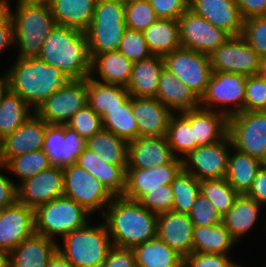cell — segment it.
I'll list each match as a JSON object with an SVG mask.
<instances>
[{"label": "cell", "instance_id": "cell-54", "mask_svg": "<svg viewBox=\"0 0 266 267\" xmlns=\"http://www.w3.org/2000/svg\"><path fill=\"white\" fill-rule=\"evenodd\" d=\"M102 267H137L132 249L113 246Z\"/></svg>", "mask_w": 266, "mask_h": 267}, {"label": "cell", "instance_id": "cell-59", "mask_svg": "<svg viewBox=\"0 0 266 267\" xmlns=\"http://www.w3.org/2000/svg\"><path fill=\"white\" fill-rule=\"evenodd\" d=\"M47 267H73L58 251L49 260Z\"/></svg>", "mask_w": 266, "mask_h": 267}, {"label": "cell", "instance_id": "cell-21", "mask_svg": "<svg viewBox=\"0 0 266 267\" xmlns=\"http://www.w3.org/2000/svg\"><path fill=\"white\" fill-rule=\"evenodd\" d=\"M189 10L230 36L242 33L243 19L236 0H189Z\"/></svg>", "mask_w": 266, "mask_h": 267}, {"label": "cell", "instance_id": "cell-28", "mask_svg": "<svg viewBox=\"0 0 266 267\" xmlns=\"http://www.w3.org/2000/svg\"><path fill=\"white\" fill-rule=\"evenodd\" d=\"M57 245L58 242L34 233L9 253L10 267H47Z\"/></svg>", "mask_w": 266, "mask_h": 267}, {"label": "cell", "instance_id": "cell-61", "mask_svg": "<svg viewBox=\"0 0 266 267\" xmlns=\"http://www.w3.org/2000/svg\"><path fill=\"white\" fill-rule=\"evenodd\" d=\"M0 267H10V254L0 250Z\"/></svg>", "mask_w": 266, "mask_h": 267}, {"label": "cell", "instance_id": "cell-47", "mask_svg": "<svg viewBox=\"0 0 266 267\" xmlns=\"http://www.w3.org/2000/svg\"><path fill=\"white\" fill-rule=\"evenodd\" d=\"M66 125L86 140L103 128L102 118L88 104L78 110Z\"/></svg>", "mask_w": 266, "mask_h": 267}, {"label": "cell", "instance_id": "cell-65", "mask_svg": "<svg viewBox=\"0 0 266 267\" xmlns=\"http://www.w3.org/2000/svg\"><path fill=\"white\" fill-rule=\"evenodd\" d=\"M263 165H266V152H265V155H264Z\"/></svg>", "mask_w": 266, "mask_h": 267}, {"label": "cell", "instance_id": "cell-57", "mask_svg": "<svg viewBox=\"0 0 266 267\" xmlns=\"http://www.w3.org/2000/svg\"><path fill=\"white\" fill-rule=\"evenodd\" d=\"M246 195L260 205H266V165H262L259 168L253 184Z\"/></svg>", "mask_w": 266, "mask_h": 267}, {"label": "cell", "instance_id": "cell-62", "mask_svg": "<svg viewBox=\"0 0 266 267\" xmlns=\"http://www.w3.org/2000/svg\"><path fill=\"white\" fill-rule=\"evenodd\" d=\"M259 74L266 79V57L261 58V68Z\"/></svg>", "mask_w": 266, "mask_h": 267}, {"label": "cell", "instance_id": "cell-5", "mask_svg": "<svg viewBox=\"0 0 266 267\" xmlns=\"http://www.w3.org/2000/svg\"><path fill=\"white\" fill-rule=\"evenodd\" d=\"M62 241L63 244L58 243L57 251L73 267H102L113 247L103 221L96 226L89 221L84 227L69 232Z\"/></svg>", "mask_w": 266, "mask_h": 267}, {"label": "cell", "instance_id": "cell-38", "mask_svg": "<svg viewBox=\"0 0 266 267\" xmlns=\"http://www.w3.org/2000/svg\"><path fill=\"white\" fill-rule=\"evenodd\" d=\"M128 145L129 142L104 128L93 137L88 138L86 143L88 149L109 164L114 165L128 164Z\"/></svg>", "mask_w": 266, "mask_h": 267}, {"label": "cell", "instance_id": "cell-19", "mask_svg": "<svg viewBox=\"0 0 266 267\" xmlns=\"http://www.w3.org/2000/svg\"><path fill=\"white\" fill-rule=\"evenodd\" d=\"M35 233L34 210L17 201L0 210V250L10 253Z\"/></svg>", "mask_w": 266, "mask_h": 267}, {"label": "cell", "instance_id": "cell-13", "mask_svg": "<svg viewBox=\"0 0 266 267\" xmlns=\"http://www.w3.org/2000/svg\"><path fill=\"white\" fill-rule=\"evenodd\" d=\"M209 60L212 72H232L246 76L260 73L261 57L241 35L229 37L209 54Z\"/></svg>", "mask_w": 266, "mask_h": 267}, {"label": "cell", "instance_id": "cell-20", "mask_svg": "<svg viewBox=\"0 0 266 267\" xmlns=\"http://www.w3.org/2000/svg\"><path fill=\"white\" fill-rule=\"evenodd\" d=\"M47 123L34 112L13 133L0 141L1 159L7 164L12 158L43 148Z\"/></svg>", "mask_w": 266, "mask_h": 267}, {"label": "cell", "instance_id": "cell-12", "mask_svg": "<svg viewBox=\"0 0 266 267\" xmlns=\"http://www.w3.org/2000/svg\"><path fill=\"white\" fill-rule=\"evenodd\" d=\"M233 148L230 136L223 140L198 146L182 159L183 170L199 181L223 179L228 169V158Z\"/></svg>", "mask_w": 266, "mask_h": 267}, {"label": "cell", "instance_id": "cell-30", "mask_svg": "<svg viewBox=\"0 0 266 267\" xmlns=\"http://www.w3.org/2000/svg\"><path fill=\"white\" fill-rule=\"evenodd\" d=\"M165 67L162 56L152 55L133 63L126 89L132 97L155 98L161 71Z\"/></svg>", "mask_w": 266, "mask_h": 267}, {"label": "cell", "instance_id": "cell-42", "mask_svg": "<svg viewBox=\"0 0 266 267\" xmlns=\"http://www.w3.org/2000/svg\"><path fill=\"white\" fill-rule=\"evenodd\" d=\"M171 188L174 197L172 211L188 215L200 193V181L182 169L171 183Z\"/></svg>", "mask_w": 266, "mask_h": 267}, {"label": "cell", "instance_id": "cell-64", "mask_svg": "<svg viewBox=\"0 0 266 267\" xmlns=\"http://www.w3.org/2000/svg\"><path fill=\"white\" fill-rule=\"evenodd\" d=\"M10 1L11 0H1L2 4ZM16 1H33V0H16Z\"/></svg>", "mask_w": 266, "mask_h": 267}, {"label": "cell", "instance_id": "cell-49", "mask_svg": "<svg viewBox=\"0 0 266 267\" xmlns=\"http://www.w3.org/2000/svg\"><path fill=\"white\" fill-rule=\"evenodd\" d=\"M244 111H266V79L260 74L247 76Z\"/></svg>", "mask_w": 266, "mask_h": 267}, {"label": "cell", "instance_id": "cell-29", "mask_svg": "<svg viewBox=\"0 0 266 267\" xmlns=\"http://www.w3.org/2000/svg\"><path fill=\"white\" fill-rule=\"evenodd\" d=\"M132 67L133 62L118 50L97 54L91 59L90 78L102 83L127 87Z\"/></svg>", "mask_w": 266, "mask_h": 267}, {"label": "cell", "instance_id": "cell-48", "mask_svg": "<svg viewBox=\"0 0 266 267\" xmlns=\"http://www.w3.org/2000/svg\"><path fill=\"white\" fill-rule=\"evenodd\" d=\"M118 51L133 63L152 56L143 32L130 29L125 30Z\"/></svg>", "mask_w": 266, "mask_h": 267}, {"label": "cell", "instance_id": "cell-4", "mask_svg": "<svg viewBox=\"0 0 266 267\" xmlns=\"http://www.w3.org/2000/svg\"><path fill=\"white\" fill-rule=\"evenodd\" d=\"M3 3L13 21L14 46L18 58H35L41 51L44 40L56 26L46 0L16 1ZM14 9V10H13Z\"/></svg>", "mask_w": 266, "mask_h": 267}, {"label": "cell", "instance_id": "cell-51", "mask_svg": "<svg viewBox=\"0 0 266 267\" xmlns=\"http://www.w3.org/2000/svg\"><path fill=\"white\" fill-rule=\"evenodd\" d=\"M194 226H214L222 223V217L210 200L199 193L188 214Z\"/></svg>", "mask_w": 266, "mask_h": 267}, {"label": "cell", "instance_id": "cell-27", "mask_svg": "<svg viewBox=\"0 0 266 267\" xmlns=\"http://www.w3.org/2000/svg\"><path fill=\"white\" fill-rule=\"evenodd\" d=\"M155 98L173 113L200 107V99L196 94L166 67L161 71Z\"/></svg>", "mask_w": 266, "mask_h": 267}, {"label": "cell", "instance_id": "cell-3", "mask_svg": "<svg viewBox=\"0 0 266 267\" xmlns=\"http://www.w3.org/2000/svg\"><path fill=\"white\" fill-rule=\"evenodd\" d=\"M13 64L7 70L9 89L19 95L34 111L69 81L60 69L38 57H16Z\"/></svg>", "mask_w": 266, "mask_h": 267}, {"label": "cell", "instance_id": "cell-56", "mask_svg": "<svg viewBox=\"0 0 266 267\" xmlns=\"http://www.w3.org/2000/svg\"><path fill=\"white\" fill-rule=\"evenodd\" d=\"M13 21L7 10L2 7L0 9V56L14 45Z\"/></svg>", "mask_w": 266, "mask_h": 267}, {"label": "cell", "instance_id": "cell-24", "mask_svg": "<svg viewBox=\"0 0 266 267\" xmlns=\"http://www.w3.org/2000/svg\"><path fill=\"white\" fill-rule=\"evenodd\" d=\"M175 158L166 136L138 137L129 142L127 168L148 169Z\"/></svg>", "mask_w": 266, "mask_h": 267}, {"label": "cell", "instance_id": "cell-63", "mask_svg": "<svg viewBox=\"0 0 266 267\" xmlns=\"http://www.w3.org/2000/svg\"><path fill=\"white\" fill-rule=\"evenodd\" d=\"M96 1H117L125 3L127 0H96Z\"/></svg>", "mask_w": 266, "mask_h": 267}, {"label": "cell", "instance_id": "cell-50", "mask_svg": "<svg viewBox=\"0 0 266 267\" xmlns=\"http://www.w3.org/2000/svg\"><path fill=\"white\" fill-rule=\"evenodd\" d=\"M138 202L155 214L172 211L174 197L171 184L155 188L145 193Z\"/></svg>", "mask_w": 266, "mask_h": 267}, {"label": "cell", "instance_id": "cell-8", "mask_svg": "<svg viewBox=\"0 0 266 267\" xmlns=\"http://www.w3.org/2000/svg\"><path fill=\"white\" fill-rule=\"evenodd\" d=\"M247 76L232 72H212L200 107L227 118L244 111Z\"/></svg>", "mask_w": 266, "mask_h": 267}, {"label": "cell", "instance_id": "cell-22", "mask_svg": "<svg viewBox=\"0 0 266 267\" xmlns=\"http://www.w3.org/2000/svg\"><path fill=\"white\" fill-rule=\"evenodd\" d=\"M193 229L187 214L168 211L157 216V237L183 258L193 253Z\"/></svg>", "mask_w": 266, "mask_h": 267}, {"label": "cell", "instance_id": "cell-32", "mask_svg": "<svg viewBox=\"0 0 266 267\" xmlns=\"http://www.w3.org/2000/svg\"><path fill=\"white\" fill-rule=\"evenodd\" d=\"M261 207L262 205L246 194H239L231 209L222 217V224L239 242L243 235H247L257 225Z\"/></svg>", "mask_w": 266, "mask_h": 267}, {"label": "cell", "instance_id": "cell-23", "mask_svg": "<svg viewBox=\"0 0 266 267\" xmlns=\"http://www.w3.org/2000/svg\"><path fill=\"white\" fill-rule=\"evenodd\" d=\"M131 108L139 130V137L167 135L169 120L174 113L159 100L131 96Z\"/></svg>", "mask_w": 266, "mask_h": 267}, {"label": "cell", "instance_id": "cell-7", "mask_svg": "<svg viewBox=\"0 0 266 267\" xmlns=\"http://www.w3.org/2000/svg\"><path fill=\"white\" fill-rule=\"evenodd\" d=\"M91 214L80 204L65 196L58 197L34 210L35 233L58 242L69 232L84 227Z\"/></svg>", "mask_w": 266, "mask_h": 267}, {"label": "cell", "instance_id": "cell-2", "mask_svg": "<svg viewBox=\"0 0 266 267\" xmlns=\"http://www.w3.org/2000/svg\"><path fill=\"white\" fill-rule=\"evenodd\" d=\"M38 58L60 69L69 80L90 77L91 56L85 32L55 26L44 40Z\"/></svg>", "mask_w": 266, "mask_h": 267}, {"label": "cell", "instance_id": "cell-18", "mask_svg": "<svg viewBox=\"0 0 266 267\" xmlns=\"http://www.w3.org/2000/svg\"><path fill=\"white\" fill-rule=\"evenodd\" d=\"M182 169V159L176 157L170 163L148 169L127 168L126 189L122 196L138 201L149 190L171 184Z\"/></svg>", "mask_w": 266, "mask_h": 267}, {"label": "cell", "instance_id": "cell-34", "mask_svg": "<svg viewBox=\"0 0 266 267\" xmlns=\"http://www.w3.org/2000/svg\"><path fill=\"white\" fill-rule=\"evenodd\" d=\"M130 94L126 87L96 81L87 78V104L103 118L108 110L121 108L129 98Z\"/></svg>", "mask_w": 266, "mask_h": 267}, {"label": "cell", "instance_id": "cell-6", "mask_svg": "<svg viewBox=\"0 0 266 267\" xmlns=\"http://www.w3.org/2000/svg\"><path fill=\"white\" fill-rule=\"evenodd\" d=\"M126 29L125 3L96 1L92 22L85 31L91 59L97 54L117 51Z\"/></svg>", "mask_w": 266, "mask_h": 267}, {"label": "cell", "instance_id": "cell-9", "mask_svg": "<svg viewBox=\"0 0 266 267\" xmlns=\"http://www.w3.org/2000/svg\"><path fill=\"white\" fill-rule=\"evenodd\" d=\"M64 191L63 196L74 200L91 215L104 208L115 197L107 187L93 175L77 164L63 168Z\"/></svg>", "mask_w": 266, "mask_h": 267}, {"label": "cell", "instance_id": "cell-52", "mask_svg": "<svg viewBox=\"0 0 266 267\" xmlns=\"http://www.w3.org/2000/svg\"><path fill=\"white\" fill-rule=\"evenodd\" d=\"M230 254L193 252L184 258L183 267H236Z\"/></svg>", "mask_w": 266, "mask_h": 267}, {"label": "cell", "instance_id": "cell-67", "mask_svg": "<svg viewBox=\"0 0 266 267\" xmlns=\"http://www.w3.org/2000/svg\"><path fill=\"white\" fill-rule=\"evenodd\" d=\"M3 7V4H2V2H1V0H0V9Z\"/></svg>", "mask_w": 266, "mask_h": 267}, {"label": "cell", "instance_id": "cell-17", "mask_svg": "<svg viewBox=\"0 0 266 267\" xmlns=\"http://www.w3.org/2000/svg\"><path fill=\"white\" fill-rule=\"evenodd\" d=\"M17 202L33 210L63 196V169L50 166L37 175L16 184Z\"/></svg>", "mask_w": 266, "mask_h": 267}, {"label": "cell", "instance_id": "cell-26", "mask_svg": "<svg viewBox=\"0 0 266 267\" xmlns=\"http://www.w3.org/2000/svg\"><path fill=\"white\" fill-rule=\"evenodd\" d=\"M76 164L104 184L114 196H122L126 189L127 165L109 164L87 147Z\"/></svg>", "mask_w": 266, "mask_h": 267}, {"label": "cell", "instance_id": "cell-45", "mask_svg": "<svg viewBox=\"0 0 266 267\" xmlns=\"http://www.w3.org/2000/svg\"><path fill=\"white\" fill-rule=\"evenodd\" d=\"M157 19L158 17L148 0H127L125 2L127 29L143 32Z\"/></svg>", "mask_w": 266, "mask_h": 267}, {"label": "cell", "instance_id": "cell-14", "mask_svg": "<svg viewBox=\"0 0 266 267\" xmlns=\"http://www.w3.org/2000/svg\"><path fill=\"white\" fill-rule=\"evenodd\" d=\"M87 104V78L69 80L35 111L47 124H67Z\"/></svg>", "mask_w": 266, "mask_h": 267}, {"label": "cell", "instance_id": "cell-33", "mask_svg": "<svg viewBox=\"0 0 266 267\" xmlns=\"http://www.w3.org/2000/svg\"><path fill=\"white\" fill-rule=\"evenodd\" d=\"M137 267H183L184 258L157 236L132 248Z\"/></svg>", "mask_w": 266, "mask_h": 267}, {"label": "cell", "instance_id": "cell-40", "mask_svg": "<svg viewBox=\"0 0 266 267\" xmlns=\"http://www.w3.org/2000/svg\"><path fill=\"white\" fill-rule=\"evenodd\" d=\"M102 124L104 129L127 142L137 139L139 130L131 108V97L121 105V108L108 110V113L102 118Z\"/></svg>", "mask_w": 266, "mask_h": 267}, {"label": "cell", "instance_id": "cell-31", "mask_svg": "<svg viewBox=\"0 0 266 267\" xmlns=\"http://www.w3.org/2000/svg\"><path fill=\"white\" fill-rule=\"evenodd\" d=\"M57 26L85 32L92 22L96 0H46Z\"/></svg>", "mask_w": 266, "mask_h": 267}, {"label": "cell", "instance_id": "cell-16", "mask_svg": "<svg viewBox=\"0 0 266 267\" xmlns=\"http://www.w3.org/2000/svg\"><path fill=\"white\" fill-rule=\"evenodd\" d=\"M86 143L85 138L66 124H47L42 150L51 166L63 169L76 164Z\"/></svg>", "mask_w": 266, "mask_h": 267}, {"label": "cell", "instance_id": "cell-11", "mask_svg": "<svg viewBox=\"0 0 266 267\" xmlns=\"http://www.w3.org/2000/svg\"><path fill=\"white\" fill-rule=\"evenodd\" d=\"M163 58L165 67L200 99L212 75L209 55L180 47Z\"/></svg>", "mask_w": 266, "mask_h": 267}, {"label": "cell", "instance_id": "cell-44", "mask_svg": "<svg viewBox=\"0 0 266 267\" xmlns=\"http://www.w3.org/2000/svg\"><path fill=\"white\" fill-rule=\"evenodd\" d=\"M48 157L43 150L32 151L12 158L7 164V172L20 179V183L48 169Z\"/></svg>", "mask_w": 266, "mask_h": 267}, {"label": "cell", "instance_id": "cell-10", "mask_svg": "<svg viewBox=\"0 0 266 267\" xmlns=\"http://www.w3.org/2000/svg\"><path fill=\"white\" fill-rule=\"evenodd\" d=\"M233 148L260 161L266 152V111H241L228 118Z\"/></svg>", "mask_w": 266, "mask_h": 267}, {"label": "cell", "instance_id": "cell-15", "mask_svg": "<svg viewBox=\"0 0 266 267\" xmlns=\"http://www.w3.org/2000/svg\"><path fill=\"white\" fill-rule=\"evenodd\" d=\"M178 23L181 47L206 55L231 37L189 9L178 18Z\"/></svg>", "mask_w": 266, "mask_h": 267}, {"label": "cell", "instance_id": "cell-55", "mask_svg": "<svg viewBox=\"0 0 266 267\" xmlns=\"http://www.w3.org/2000/svg\"><path fill=\"white\" fill-rule=\"evenodd\" d=\"M4 170L7 171V167L5 164H2L0 166V210L13 205L17 201V183H14L12 178L7 177L4 174Z\"/></svg>", "mask_w": 266, "mask_h": 267}, {"label": "cell", "instance_id": "cell-58", "mask_svg": "<svg viewBox=\"0 0 266 267\" xmlns=\"http://www.w3.org/2000/svg\"><path fill=\"white\" fill-rule=\"evenodd\" d=\"M243 20L254 16H266V0H236Z\"/></svg>", "mask_w": 266, "mask_h": 267}, {"label": "cell", "instance_id": "cell-46", "mask_svg": "<svg viewBox=\"0 0 266 267\" xmlns=\"http://www.w3.org/2000/svg\"><path fill=\"white\" fill-rule=\"evenodd\" d=\"M241 36L261 58L266 57V16L243 20Z\"/></svg>", "mask_w": 266, "mask_h": 267}, {"label": "cell", "instance_id": "cell-1", "mask_svg": "<svg viewBox=\"0 0 266 267\" xmlns=\"http://www.w3.org/2000/svg\"><path fill=\"white\" fill-rule=\"evenodd\" d=\"M103 211L102 219L115 247L132 249L157 236L158 215L138 201L115 196Z\"/></svg>", "mask_w": 266, "mask_h": 267}, {"label": "cell", "instance_id": "cell-60", "mask_svg": "<svg viewBox=\"0 0 266 267\" xmlns=\"http://www.w3.org/2000/svg\"><path fill=\"white\" fill-rule=\"evenodd\" d=\"M8 89H9V76H8V71H6V73L2 74V76L0 75V101L3 95L8 91Z\"/></svg>", "mask_w": 266, "mask_h": 267}, {"label": "cell", "instance_id": "cell-41", "mask_svg": "<svg viewBox=\"0 0 266 267\" xmlns=\"http://www.w3.org/2000/svg\"><path fill=\"white\" fill-rule=\"evenodd\" d=\"M166 137L176 158L183 159L196 148L191 124L180 113L171 116Z\"/></svg>", "mask_w": 266, "mask_h": 267}, {"label": "cell", "instance_id": "cell-66", "mask_svg": "<svg viewBox=\"0 0 266 267\" xmlns=\"http://www.w3.org/2000/svg\"><path fill=\"white\" fill-rule=\"evenodd\" d=\"M2 159H1V146H0V166L2 165Z\"/></svg>", "mask_w": 266, "mask_h": 267}, {"label": "cell", "instance_id": "cell-36", "mask_svg": "<svg viewBox=\"0 0 266 267\" xmlns=\"http://www.w3.org/2000/svg\"><path fill=\"white\" fill-rule=\"evenodd\" d=\"M262 165V161L232 148L225 179L238 194H247Z\"/></svg>", "mask_w": 266, "mask_h": 267}, {"label": "cell", "instance_id": "cell-53", "mask_svg": "<svg viewBox=\"0 0 266 267\" xmlns=\"http://www.w3.org/2000/svg\"><path fill=\"white\" fill-rule=\"evenodd\" d=\"M158 18L178 20L189 9V0H148Z\"/></svg>", "mask_w": 266, "mask_h": 267}, {"label": "cell", "instance_id": "cell-25", "mask_svg": "<svg viewBox=\"0 0 266 267\" xmlns=\"http://www.w3.org/2000/svg\"><path fill=\"white\" fill-rule=\"evenodd\" d=\"M180 114L191 124L196 148L219 142L228 135V118L224 114L201 107Z\"/></svg>", "mask_w": 266, "mask_h": 267}, {"label": "cell", "instance_id": "cell-43", "mask_svg": "<svg viewBox=\"0 0 266 267\" xmlns=\"http://www.w3.org/2000/svg\"><path fill=\"white\" fill-rule=\"evenodd\" d=\"M200 193L210 200L221 217L228 213L239 195L225 178L201 180Z\"/></svg>", "mask_w": 266, "mask_h": 267}, {"label": "cell", "instance_id": "cell-39", "mask_svg": "<svg viewBox=\"0 0 266 267\" xmlns=\"http://www.w3.org/2000/svg\"><path fill=\"white\" fill-rule=\"evenodd\" d=\"M35 111L10 89L0 101V141L20 127Z\"/></svg>", "mask_w": 266, "mask_h": 267}, {"label": "cell", "instance_id": "cell-35", "mask_svg": "<svg viewBox=\"0 0 266 267\" xmlns=\"http://www.w3.org/2000/svg\"><path fill=\"white\" fill-rule=\"evenodd\" d=\"M143 35L150 53L155 56L164 57L181 47L178 20L158 18Z\"/></svg>", "mask_w": 266, "mask_h": 267}, {"label": "cell", "instance_id": "cell-37", "mask_svg": "<svg viewBox=\"0 0 266 267\" xmlns=\"http://www.w3.org/2000/svg\"><path fill=\"white\" fill-rule=\"evenodd\" d=\"M192 243L193 252L215 254H229L230 249L238 244L222 223L214 226H194Z\"/></svg>", "mask_w": 266, "mask_h": 267}]
</instances>
